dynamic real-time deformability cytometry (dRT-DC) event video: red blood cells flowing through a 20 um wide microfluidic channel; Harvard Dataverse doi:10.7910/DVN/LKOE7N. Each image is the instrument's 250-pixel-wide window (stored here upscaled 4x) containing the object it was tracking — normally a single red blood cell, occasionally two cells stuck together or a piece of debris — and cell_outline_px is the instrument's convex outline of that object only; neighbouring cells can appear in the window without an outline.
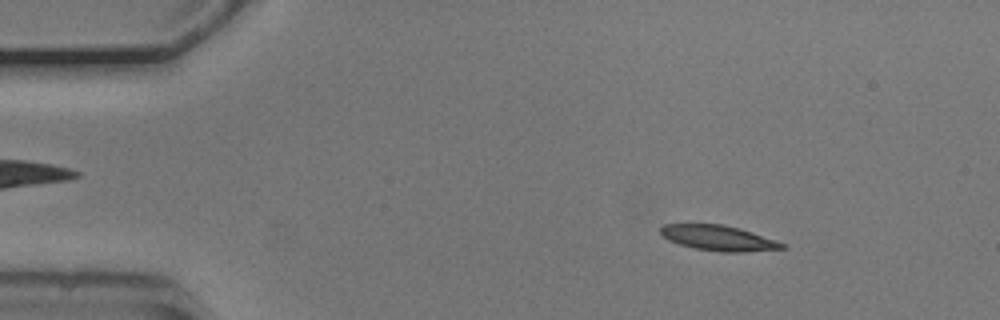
{"species": "common noctule bat (a hibernating species)", "species_latin": "Nyctalus noctula", "temperature_condition": "cold", "stored_images_in_passage": 53, "camera_frame_rate_fps": 3000, "um_per_image_px": 0.085, "animal": {"sex": "male", "body_mass_g": 20.5, "forearm_length_mm": 52.5}, "frame": {"image": 1, "passage_image": 7, "time_ms": 2.0, "image_size_px": [1000, 320], "cell_outline_px": [[788, 248], [744, 252], [720, 252], [696, 248], [680, 244], [668, 240], [660, 232], [660, 228], [664, 224], [724, 224], [740, 228], [788, 244]], "centroid_in_image_um": [61.13, 20.23], "position_along_channel_um": 23.9, "area_um2": 17.98}}
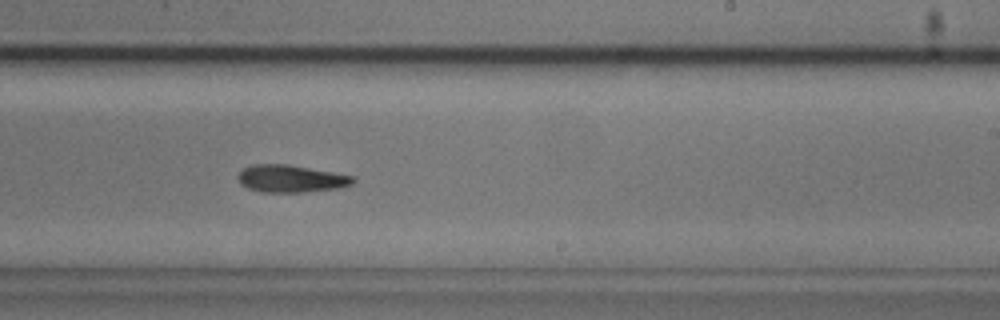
{"frame": {"image": 2, "passage_image": 32, "time_ms": 10.333, "image_size_px": [1000, 320], "cell_outline_px": [[356, 180], [352, 184], [340, 188], [304, 192], [260, 192], [248, 188], [240, 184], [236, 176], [244, 168], [252, 164], [288, 164], [332, 172], [352, 176]], "centroid_in_image_um": [24.7, 15.19], "position_along_channel_um": 264.3, "area_um2": 18.38}}
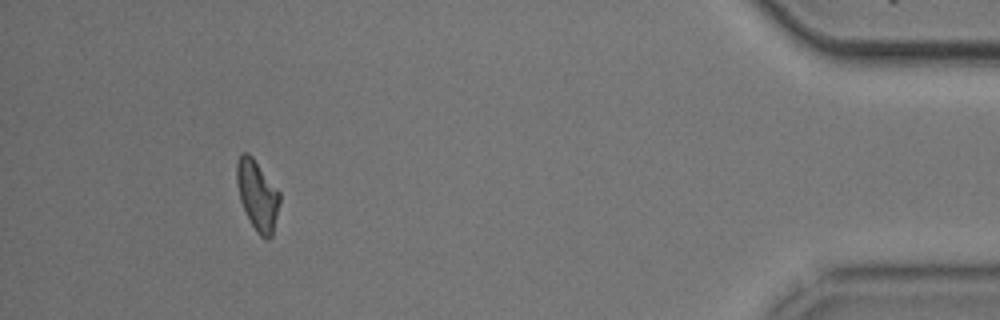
{"frame": {"image": 3, "passage_image": 49, "time_ms": 16.0, "image_size_px": [1000, 320], "cell_outline_px": [[280, 200], [272, 236], [268, 240], [264, 240], [256, 232], [240, 200], [236, 184], [236, 160], [240, 152], [248, 152], [252, 156], [280, 192]], "centroid_in_image_um": [21.86, 16.57], "position_along_channel_um": 413.3, "area_um2": 17.63}, "authors_computed_cell_mechanics": {"area_um2": 18.1492, "velocity_mm_per_s": 3.729, "shape_relaxation_time_tau1_ms": 9.3054, "shape_relaxation_time_tau2_ms": 7.4185, "deformation_change_tau1": 0.1922, "deformation_change_tau2": 0.1519}}